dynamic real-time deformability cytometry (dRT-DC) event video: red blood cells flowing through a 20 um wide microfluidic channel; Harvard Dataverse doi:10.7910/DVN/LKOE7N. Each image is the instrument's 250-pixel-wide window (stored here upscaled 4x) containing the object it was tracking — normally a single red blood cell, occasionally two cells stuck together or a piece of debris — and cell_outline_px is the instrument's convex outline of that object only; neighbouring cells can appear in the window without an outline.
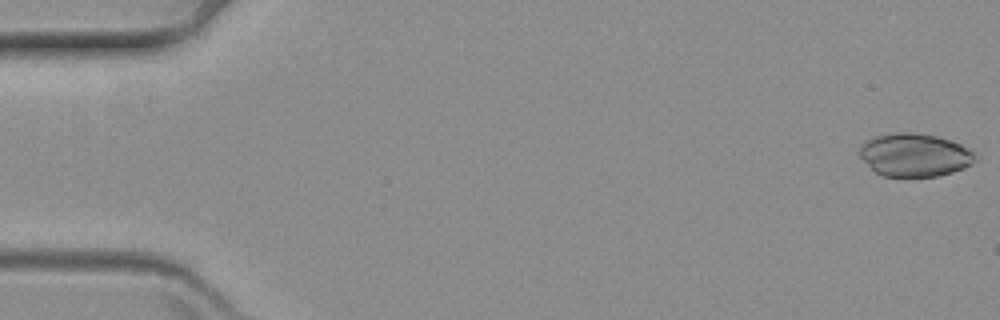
{"species": "common noctule bat (a hibernating species)", "species_latin": "Nyctalus noctula", "temperature_condition": "warm", "stored_images_in_passage": 59, "camera_frame_rate_fps": 3000, "um_per_image_px": 0.085, "animal": {"sex": "female", "body_mass_g": 19.3, "forearm_length_mm": 54.1}, "frame": {"image": 1, "passage_image": 1, "time_ms": 0.0, "image_size_px": [1000, 320], "cell_outline_px": [[976, 160], [972, 164], [964, 168], [952, 172], [936, 176], [884, 176], [876, 172], [860, 156], [860, 144], [876, 136], [896, 132], [912, 132], [936, 136], [960, 144], [972, 152], [976, 156]], "centroid_in_image_um": [77.74, 13.17], "position_along_channel_um": 7.3, "area_um2": 28.67}}
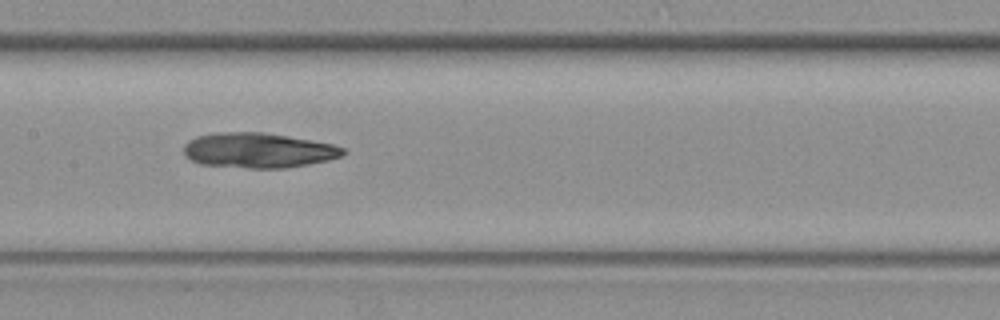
{"frame": {"image": 2, "passage_image": 30, "time_ms": 9.667, "image_size_px": [1000, 320], "cell_outline_px": [[344, 152], [340, 156], [328, 160], [308, 164], [284, 168], [248, 168], [200, 164], [184, 156], [184, 144], [188, 140], [196, 136], [220, 132], [264, 132], [312, 140], [332, 144], [344, 148]], "centroid_in_image_um": [21.91, 12.77], "position_along_channel_um": 185.5, "area_um2": 32.48}}
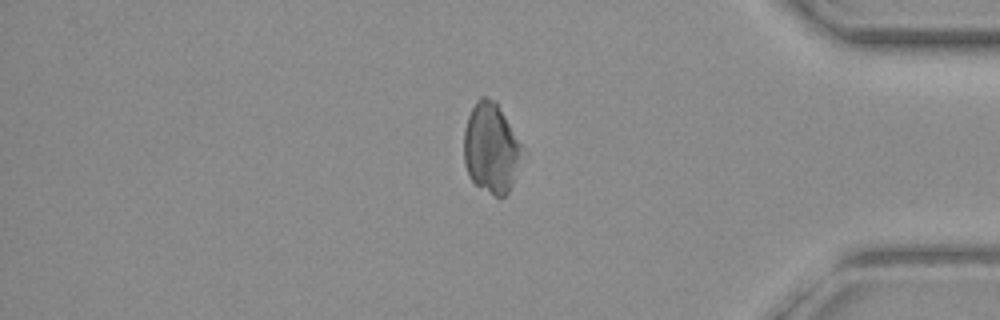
{"frame": {"image": 3, "passage_image": 51, "time_ms": 16.667, "image_size_px": [1000, 320], "cell_outline_px": [[528, 152], [508, 192], [504, 196], [496, 196], [476, 184], [468, 176], [464, 164], [464, 128], [468, 116], [476, 100], [480, 96], [484, 96], [496, 100]], "centroid_in_image_um": [41.81, 12.56], "position_along_channel_um": 393.4, "area_um2": 31.56}}